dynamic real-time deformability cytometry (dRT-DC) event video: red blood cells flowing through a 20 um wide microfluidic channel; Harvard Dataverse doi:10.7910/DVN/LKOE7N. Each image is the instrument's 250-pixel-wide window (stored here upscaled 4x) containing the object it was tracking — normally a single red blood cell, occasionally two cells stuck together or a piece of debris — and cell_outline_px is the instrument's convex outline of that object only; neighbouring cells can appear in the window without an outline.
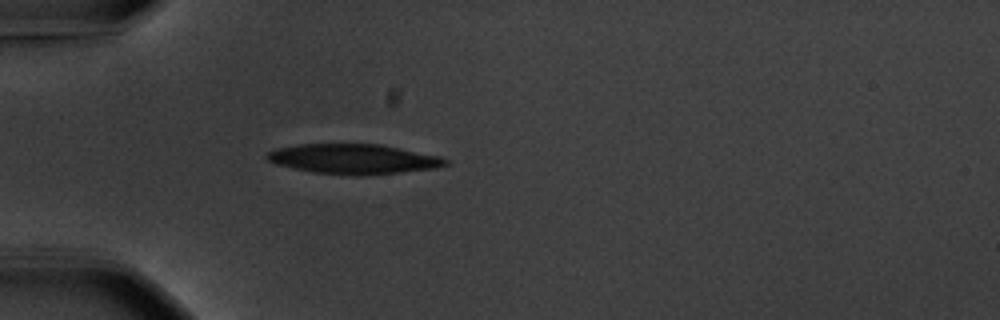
{"species": "common noctule bat (a hibernating species)", "species_latin": "Nyctalus noctula", "temperature_condition": "warm", "stored_images_in_passage": 34, "camera_frame_rate_fps": 3000, "um_per_image_px": 0.085, "animal": {"sex": "male", "body_mass_g": 20.1, "forearm_length_mm": 53.5}, "frame": {"image": 1, "passage_image": 1, "time_ms": 0.0, "image_size_px": [1000, 320], "cell_outline_px": [[448, 164], [436, 168], [400, 172], [360, 176], [316, 172], [292, 168], [276, 164], [268, 160], [264, 156], [268, 152], [276, 148], [296, 144], [380, 144], [440, 156], [448, 160]], "centroid_in_image_um": [30.03, 13.51], "position_along_channel_um": 55.0, "area_um2": 31.04}}